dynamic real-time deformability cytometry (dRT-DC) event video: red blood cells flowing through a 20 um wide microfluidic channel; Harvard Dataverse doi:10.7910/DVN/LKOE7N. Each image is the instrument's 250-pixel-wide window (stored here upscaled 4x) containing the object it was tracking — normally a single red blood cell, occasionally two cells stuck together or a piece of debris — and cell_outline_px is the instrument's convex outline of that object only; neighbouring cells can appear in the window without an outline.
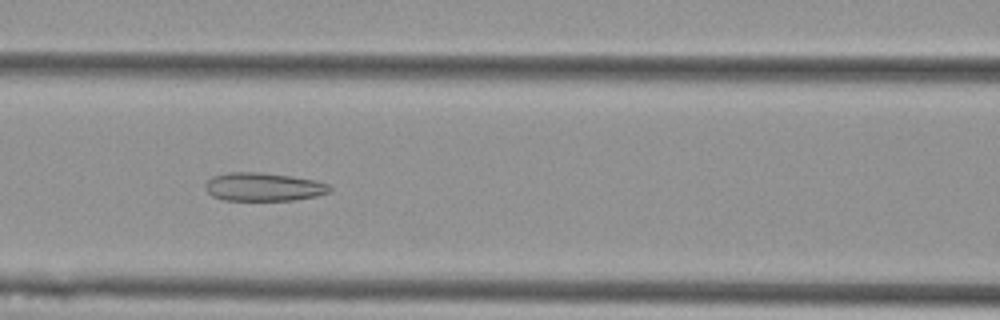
{"species": "Egyptian fruit bat (a non-hibernating species)", "species_latin": "Rousettus aegyptiacus", "temperature_condition": "cold", "stored_images_in_passage": 56, "camera_frame_rate_fps": 3000, "um_per_image_px": 0.085, "animal": {"sex": "female"}, "frame": {"image": 1, "passage_image": 24, "time_ms": 7.667, "image_size_px": [1000, 320], "cell_outline_px": [[332, 192], [316, 196], [296, 200], [224, 200], [212, 196], [204, 188], [204, 184], [212, 176], [228, 172], [260, 172], [292, 176], [316, 180], [328, 184], [332, 188]], "centroid_in_image_um": [22.4, 15.88], "position_along_channel_um": 144.2, "area_um2": 20.81}}
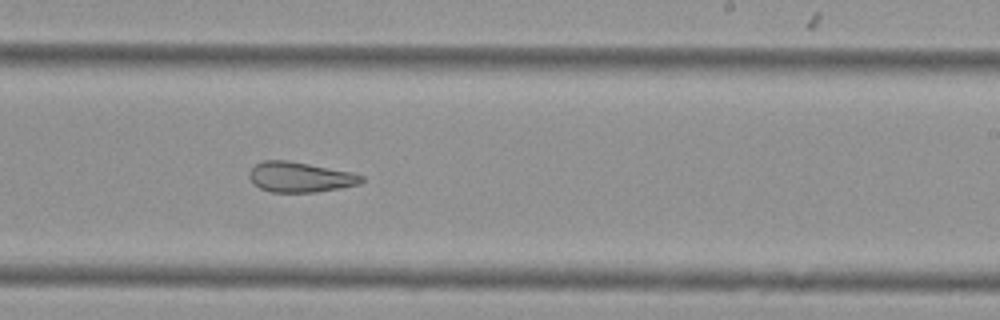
{"frame": {"image": 2, "passage_image": 34, "time_ms": 11.0, "image_size_px": [1000, 320], "cell_outline_px": [[364, 180], [360, 184], [340, 188], [316, 192], [272, 192], [260, 188], [252, 184], [248, 176], [248, 172], [256, 164], [264, 160], [288, 160], [352, 172], [364, 176]], "centroid_in_image_um": [25.49, 15.05], "position_along_channel_um": 263.5, "area_um2": 19.88}}
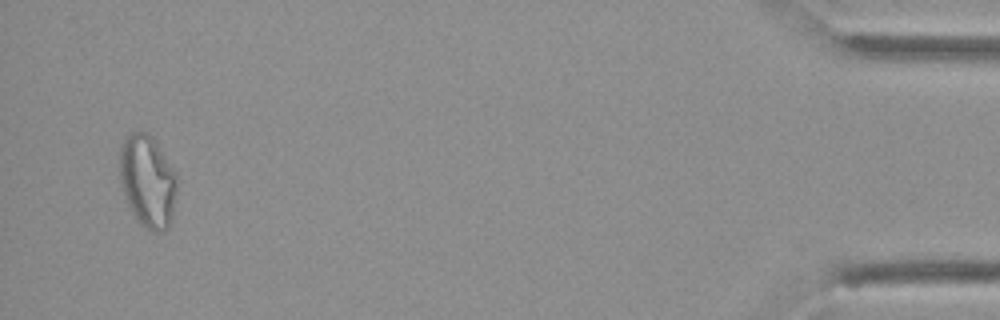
{"frame": {"image": 3, "passage_image": 54, "time_ms": 17.667, "image_size_px": [1000, 320], "cell_outline_px": [[176, 196], [172, 220], [168, 228], [164, 232], [152, 232], [140, 224], [136, 220], [128, 204], [120, 184], [120, 148], [124, 140], [132, 132], [148, 132], [152, 136], [176, 172]], "centroid_in_image_um": [12.56, 15.43], "position_along_channel_um": 422.6, "area_um2": 31.04}, "authors_computed_cell_mechanics": {"area_um2": 26.3279, "velocity_mm_per_s": 3.598, "shape_relaxation_time_tau1_ms": null, "shape_relaxation_time_tau2_ms": 3.4367, "deformation_change_tau1": null, "deformation_change_tau2": 0.1133}}